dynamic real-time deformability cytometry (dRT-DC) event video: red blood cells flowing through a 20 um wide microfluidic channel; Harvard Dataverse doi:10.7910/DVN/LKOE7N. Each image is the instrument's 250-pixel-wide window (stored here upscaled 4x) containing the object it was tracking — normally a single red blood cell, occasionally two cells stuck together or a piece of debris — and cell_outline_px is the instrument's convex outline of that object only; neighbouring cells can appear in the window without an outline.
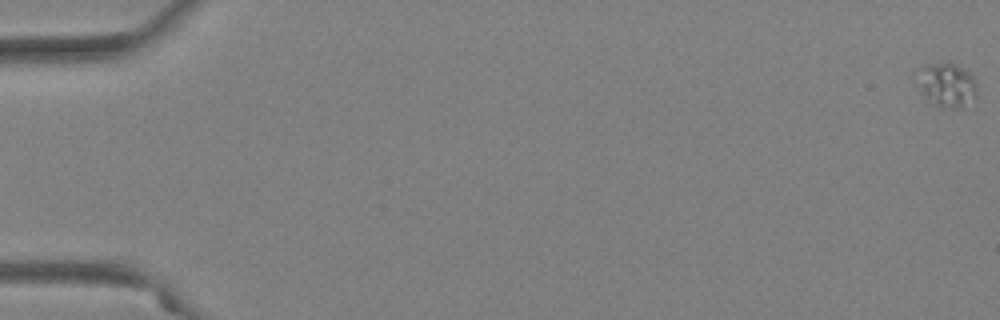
{"species": "Egyptian fruit bat (a non-hibernating species)", "species_latin": "Rousettus aegyptiacus", "temperature_condition": "warm", "stored_images_in_passage": 56, "camera_frame_rate_fps": 3000, "um_per_image_px": 0.085, "animal": {"sex": "female"}, "frame": {"image": 1, "passage_image": 1, "time_ms": 0.0, "image_size_px": [1000, 320], "cell_outline_px": [[976, 100], [964, 108], [944, 108], [924, 100], [912, 76], [920, 64], [956, 64], [968, 72], [972, 76], [976, 84]], "centroid_in_image_um": [80.38, 7.25], "position_along_channel_um": 4.6, "area_um2": 16.24}}
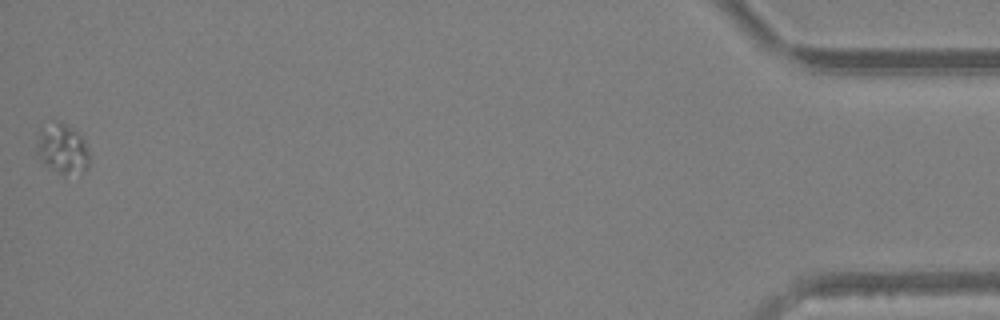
{"frame": {"image": 2, "passage_image": 56, "time_ms": 18.333, "image_size_px": [1000, 320], "cell_outline_px": [[88, 168], [84, 172], [64, 176], [44, 164], [36, 156], [36, 148], [40, 128], [60, 120], [72, 128], [84, 140], [88, 148]], "centroid_in_image_um": [5.29, 12.68], "position_along_channel_um": 429.9, "area_um2": 15.43}}